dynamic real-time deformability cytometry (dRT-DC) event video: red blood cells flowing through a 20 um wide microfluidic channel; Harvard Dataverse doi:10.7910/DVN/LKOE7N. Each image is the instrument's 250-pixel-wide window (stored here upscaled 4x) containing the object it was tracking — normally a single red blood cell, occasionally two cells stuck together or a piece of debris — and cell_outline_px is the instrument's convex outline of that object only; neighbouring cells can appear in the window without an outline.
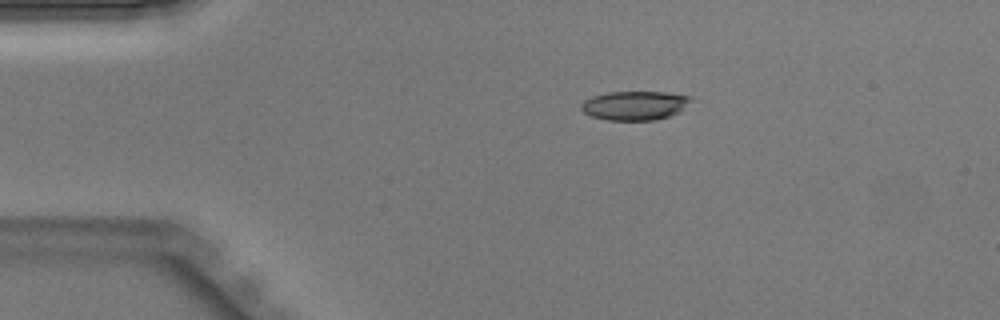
{"species": "Egyptian fruit bat (a non-hibernating species)", "species_latin": "Rousettus aegyptiacus", "temperature_condition": "warm", "stored_images_in_passage": 37, "camera_frame_rate_fps": 3000, "um_per_image_px": 0.085, "animal": {"sex": "male"}, "frame": {"image": 1, "passage_image": 1, "time_ms": 0.0, "image_size_px": [1000, 320], "cell_outline_px": [[692, 100], [680, 112], [656, 120], [608, 120], [592, 116], [584, 112], [580, 108], [580, 104], [584, 100], [592, 96], [608, 92], [668, 92], [692, 96]], "centroid_in_image_um": [53.97, 8.96], "position_along_channel_um": 31.0, "area_um2": 18.67}}
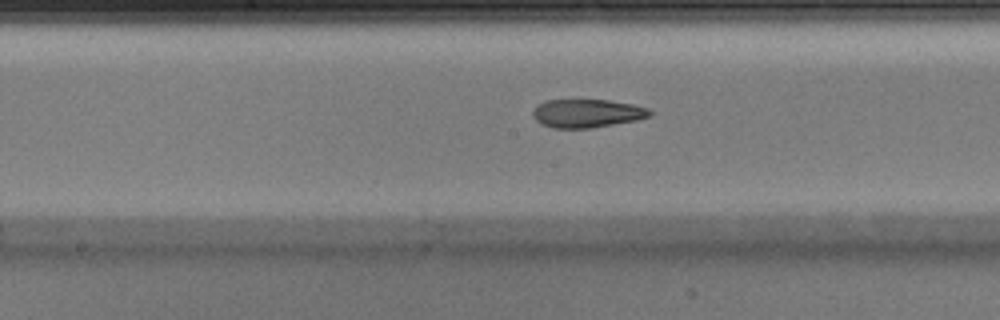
{"frame": {"image": 2, "passage_image": 15, "time_ms": 4.667, "image_size_px": [1000, 320], "cell_outline_px": [[652, 116], [636, 120], [592, 128], [552, 128], [536, 120], [532, 116], [532, 112], [544, 100], [608, 100], [632, 104], [648, 108], [652, 112]], "centroid_in_image_um": [49.92, 9.63], "position_along_channel_um": 198.3, "area_um2": 19.25}}
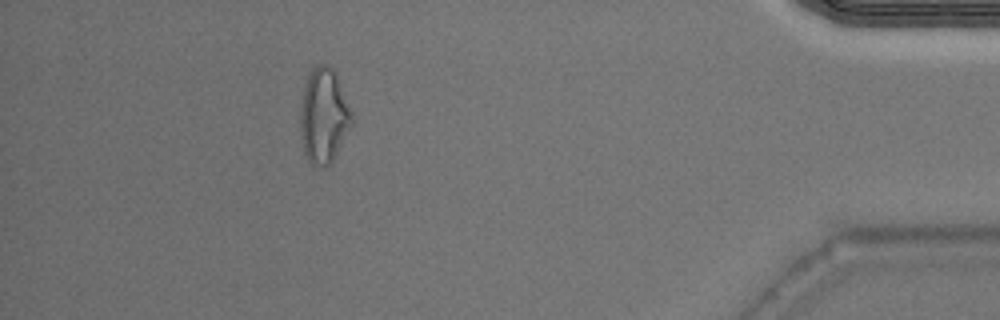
{"frame": {"image": 3, "passage_image": 32, "time_ms": 10.333, "image_size_px": [1000, 320], "cell_outline_px": [[352, 124], [328, 168], [316, 168], [308, 160], [304, 152], [300, 136], [300, 108], [304, 88], [308, 76], [312, 68], [316, 64], [324, 64], [332, 68], [336, 76], [352, 112]], "centroid_in_image_um": [27.49, 9.9], "position_along_channel_um": 407.7, "area_um2": 28.38}}